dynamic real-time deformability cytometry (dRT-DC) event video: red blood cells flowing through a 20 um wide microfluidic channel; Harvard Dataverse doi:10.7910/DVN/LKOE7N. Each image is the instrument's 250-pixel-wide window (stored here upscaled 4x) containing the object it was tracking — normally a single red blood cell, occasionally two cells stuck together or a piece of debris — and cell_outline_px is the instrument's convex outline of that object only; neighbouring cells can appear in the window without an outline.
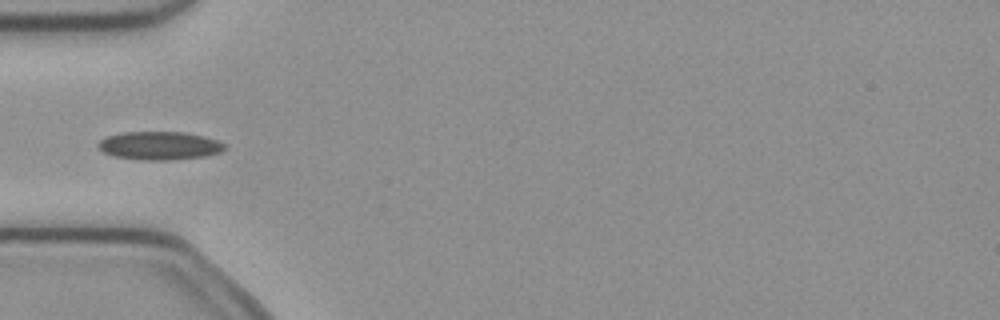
{"species": "common noctule bat (a hibernating species)", "species_latin": "Nyctalus noctula", "temperature_condition": "cold", "stored_images_in_passage": 6, "camera_frame_rate_fps": 3000, "um_per_image_px": 0.085, "animal": {"sex": "female", "body_mass_g": 21.9}, "frame": {"image": 1, "passage_image": 5, "time_ms": 1.333, "image_size_px": [1000, 320], "cell_outline_px": [[224, 148], [220, 152], [208, 156], [168, 160], [140, 160], [112, 156], [104, 152], [96, 144], [100, 140], [108, 136], [124, 132], [184, 132], [204, 136], [216, 140], [224, 144]], "centroid_in_image_um": [13.54, 12.39], "position_along_channel_um": 71.5, "area_um2": 20.81}}